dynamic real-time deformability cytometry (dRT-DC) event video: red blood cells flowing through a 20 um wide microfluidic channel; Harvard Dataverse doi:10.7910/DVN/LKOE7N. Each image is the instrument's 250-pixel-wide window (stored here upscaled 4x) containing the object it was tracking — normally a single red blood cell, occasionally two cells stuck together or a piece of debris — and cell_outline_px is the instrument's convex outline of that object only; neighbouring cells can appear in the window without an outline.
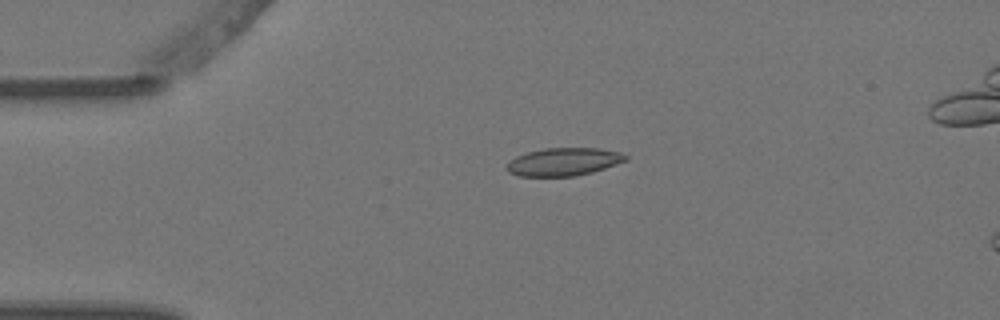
{"species": "Egyptian fruit bat (a non-hibernating species)", "species_latin": "Rousettus aegyptiacus", "temperature_condition": "warm", "stored_images_in_passage": 4, "camera_frame_rate_fps": 3000, "um_per_image_px": 0.085, "animal": {"sex": "female"}, "frame": {"image": 1, "passage_image": 3, "time_ms": 0.667, "image_size_px": [1000, 320], "cell_outline_px": [[628, 160], [592, 172], [576, 176], [520, 176], [508, 172], [504, 168], [516, 156], [528, 152], [544, 148], [600, 148], [620, 152], [628, 156]], "centroid_in_image_um": [47.92, 13.75], "position_along_channel_um": 37.1, "area_um2": 19.31}}